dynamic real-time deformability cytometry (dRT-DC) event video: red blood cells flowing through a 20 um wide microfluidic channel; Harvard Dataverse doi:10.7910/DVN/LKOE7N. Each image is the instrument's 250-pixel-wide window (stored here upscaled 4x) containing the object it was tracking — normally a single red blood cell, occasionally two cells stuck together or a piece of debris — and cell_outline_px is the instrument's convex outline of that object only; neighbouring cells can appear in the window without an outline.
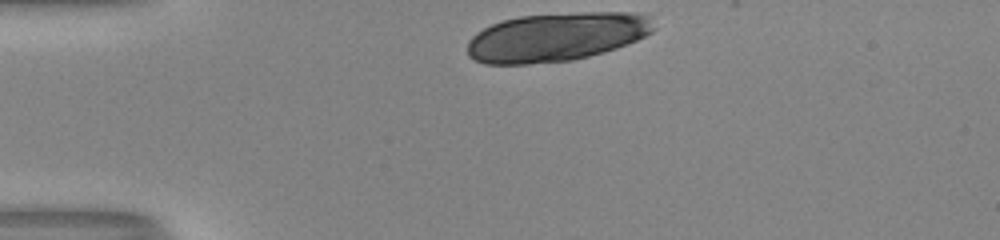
{"species": "human", "species_latin": "Homo sapiens", "temperature_condition": "room temperature", "stored_images_in_passage": 30, "camera_frame_rate_fps": 3000, "um_per_image_px": 0.085, "donor": {"sex": "male"}, "frame": {"image": 1, "passage_image": 1, "time_ms": 0.0, "image_size_px": [1000, 240], "cell_outline_px": [[656, 28], [652, 32], [636, 40], [616, 48], [588, 56], [572, 60], [528, 64], [484, 64], [468, 56], [468, 40], [476, 32], [492, 24], [504, 20], [520, 16], [580, 12], [636, 12], [648, 16]], "centroid_in_image_um": [47.29, 3.13], "position_along_channel_um": 37.7, "area_um2": 52.89}, "authors_computed_cell_mechanics": {"area_um2": 32.5703, "velocity_mm_per_s": 4.0452, "shape_relaxation_time_tau1_ms": 2.4606, "shape_relaxation_time_tau2_ms": 0.9063, "deformation_change_tau1": 0.1478, "deformation_change_tau2": 0.0539}}